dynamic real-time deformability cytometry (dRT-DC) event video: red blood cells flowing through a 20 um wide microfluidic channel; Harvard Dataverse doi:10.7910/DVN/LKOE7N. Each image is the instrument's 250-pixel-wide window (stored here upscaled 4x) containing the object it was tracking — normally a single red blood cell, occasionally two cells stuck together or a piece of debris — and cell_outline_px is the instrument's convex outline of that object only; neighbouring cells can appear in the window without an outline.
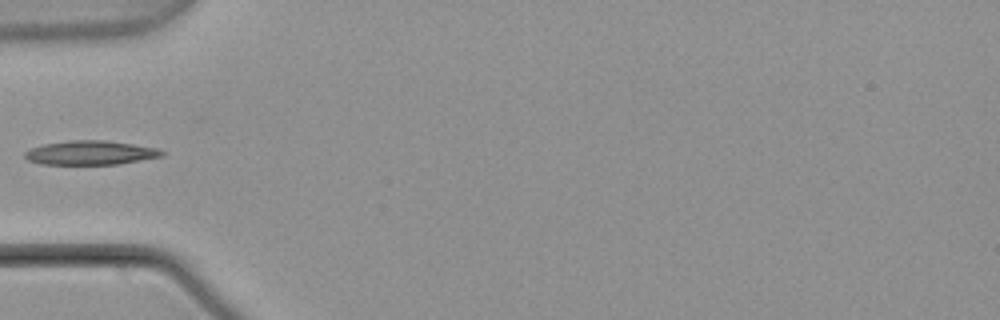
{"species": "common noctule bat (a hibernating species)", "species_latin": "Nyctalus noctula", "temperature_condition": "warm", "stored_images_in_passage": 4, "camera_frame_rate_fps": 3000, "um_per_image_px": 0.085, "animal": {"sex": "male", "body_mass_g": 21.5, "forearm_length_mm": 52.0}, "frame": {"image": 1, "passage_image": 4, "time_ms": 1.0, "image_size_px": [1000, 320], "cell_outline_px": [[168, 152], [164, 156], [120, 164], [40, 164], [28, 160], [24, 156], [24, 152], [28, 148], [44, 144], [68, 140], [104, 140], [132, 144], [156, 148]], "centroid_in_image_um": [7.69, 12.98], "position_along_channel_um": 77.3, "area_um2": 19.42}}